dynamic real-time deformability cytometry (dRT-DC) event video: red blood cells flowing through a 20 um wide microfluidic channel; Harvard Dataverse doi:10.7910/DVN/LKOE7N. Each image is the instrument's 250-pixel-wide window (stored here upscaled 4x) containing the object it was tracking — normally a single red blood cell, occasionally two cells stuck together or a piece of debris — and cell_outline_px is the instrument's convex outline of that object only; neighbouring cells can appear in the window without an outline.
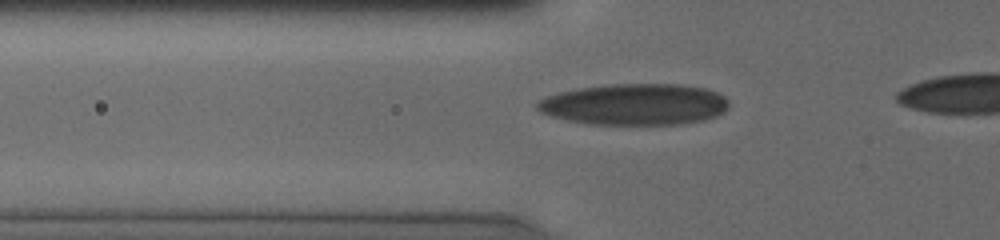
{"species": "human", "species_latin": "Homo sapiens", "temperature_condition": "cold", "stored_images_in_passage": 33, "camera_frame_rate_fps": 3000, "um_per_image_px": 0.085, "donor": {"sex": "male"}, "frame": {"image": 1, "passage_image": 11, "time_ms": 3.333, "image_size_px": [1000, 240], "cell_outline_px": [[728, 108], [724, 112], [716, 116], [704, 120], [684, 124], [588, 124], [568, 120], [552, 116], [540, 112], [536, 108], [536, 100], [560, 92], [576, 88], [612, 84], [676, 84], [704, 88], [716, 92], [724, 96], [728, 100]], "centroid_in_image_um": [53.94, 8.87], "position_along_channel_um": 71.9, "area_um2": 46.24}}
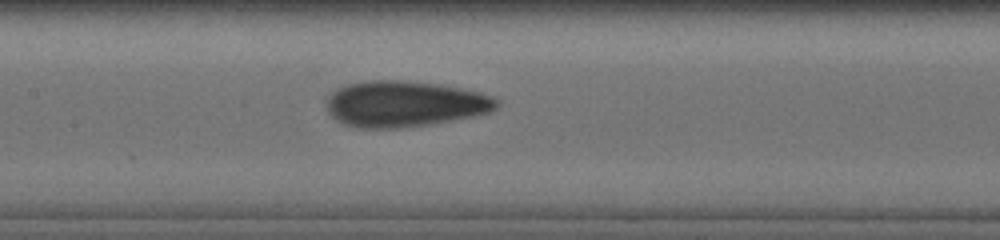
{"frame": {"image": 2, "passage_image": 19, "time_ms": 6.0, "image_size_px": [1000, 240], "cell_outline_px": [[500, 104], [496, 108], [488, 112], [472, 116], [428, 124], [400, 128], [356, 128], [344, 124], [336, 120], [328, 112], [328, 96], [336, 88], [348, 84], [364, 80], [396, 80], [436, 84], [460, 88], [480, 92], [492, 96], [500, 100]], "centroid_in_image_um": [34.37, 8.83], "position_along_channel_um": 173.0, "area_um2": 45.43}}
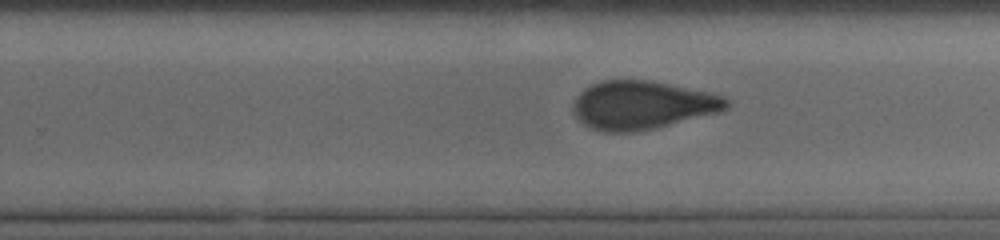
{"frame": {"image": 3, "passage_image": 27, "time_ms": 8.667, "image_size_px": [1000, 240], "cell_outline_px": [[732, 104], [728, 108], [720, 112], [652, 128], [632, 132], [600, 132], [576, 120], [572, 108], [572, 104], [576, 96], [584, 88], [592, 84], [604, 80], [648, 80], [708, 92], [724, 96]], "centroid_in_image_um": [54.55, 8.93], "position_along_channel_um": 275.2, "area_um2": 43.18}}